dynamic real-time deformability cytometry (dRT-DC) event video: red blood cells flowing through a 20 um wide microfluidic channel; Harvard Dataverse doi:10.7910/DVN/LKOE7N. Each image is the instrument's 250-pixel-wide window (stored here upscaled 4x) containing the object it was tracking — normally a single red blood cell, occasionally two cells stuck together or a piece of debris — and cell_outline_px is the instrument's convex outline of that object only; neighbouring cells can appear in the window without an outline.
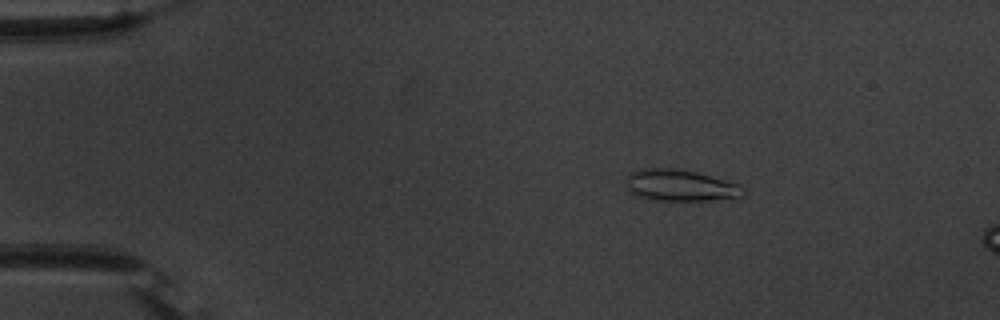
{"species": "common noctule bat (a hibernating species)", "species_latin": "Nyctalus noctula", "temperature_condition": "warm", "stored_images_in_passage": 9, "camera_frame_rate_fps": 3000, "um_per_image_px": 0.085, "animal": {"sex": "male", "body_mass_g": 20.1, "forearm_length_mm": 53.5}, "frame": {"image": 1, "passage_image": 3, "time_ms": 0.667, "image_size_px": [1000, 320], "cell_outline_px": [[744, 196], [708, 200], [656, 200], [640, 196], [628, 192], [628, 176], [632, 172], [644, 168], [672, 168], [696, 172], [740, 184], [744, 192]], "centroid_in_image_um": [57.84, 15.76], "position_along_channel_um": 27.2, "area_um2": 21.1}}